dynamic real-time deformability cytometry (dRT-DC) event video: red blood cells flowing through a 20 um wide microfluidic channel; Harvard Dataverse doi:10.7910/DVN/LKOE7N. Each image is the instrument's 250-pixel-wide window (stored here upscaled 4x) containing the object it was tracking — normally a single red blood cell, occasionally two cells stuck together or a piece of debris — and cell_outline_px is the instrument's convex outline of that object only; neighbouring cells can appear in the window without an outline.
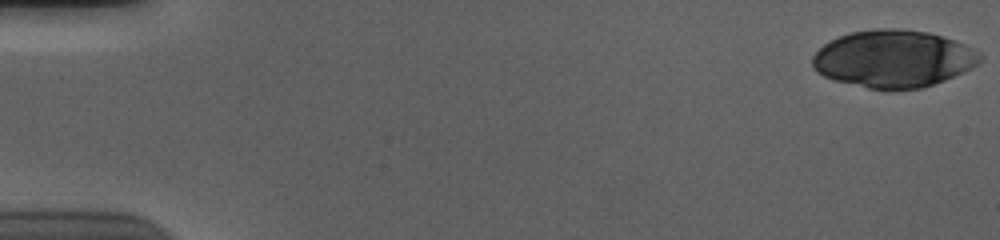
{"species": "human", "species_latin": "Homo sapiens", "temperature_condition": "cold", "stored_images_in_passage": 55, "camera_frame_rate_fps": 3000, "um_per_image_px": 0.085, "donor": {"sex": "male"}, "frame": {"image": 1, "passage_image": 1, "time_ms": 0.0, "image_size_px": [1000, 240], "cell_outline_px": [[980, 60], [976, 64], [944, 80], [920, 88], [868, 88], [832, 80], [816, 72], [812, 68], [812, 56], [828, 40], [848, 32], [876, 28], [904, 28], [928, 32], [956, 40], [980, 52]], "centroid_in_image_um": [75.87, 4.96], "position_along_channel_um": 9.1, "area_um2": 55.78}}
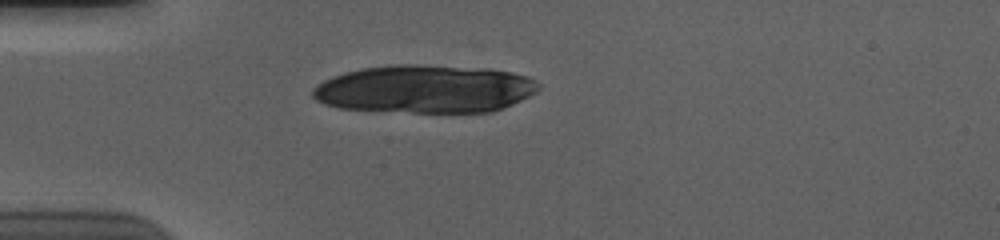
{"frame": {"image": 2, "passage_image": 16, "time_ms": 5.0, "image_size_px": [1000, 240], "cell_outline_px": [[540, 88], [536, 92], [504, 108], [492, 112], [412, 112], [340, 108], [324, 104], [316, 100], [312, 96], [312, 88], [316, 84], [332, 76], [364, 68], [396, 64], [412, 64], [488, 68], [512, 72], [528, 76], [536, 80], [540, 84]], "centroid_in_image_um": [36.14, 7.56], "position_along_channel_um": 48.9, "area_um2": 63.35}}